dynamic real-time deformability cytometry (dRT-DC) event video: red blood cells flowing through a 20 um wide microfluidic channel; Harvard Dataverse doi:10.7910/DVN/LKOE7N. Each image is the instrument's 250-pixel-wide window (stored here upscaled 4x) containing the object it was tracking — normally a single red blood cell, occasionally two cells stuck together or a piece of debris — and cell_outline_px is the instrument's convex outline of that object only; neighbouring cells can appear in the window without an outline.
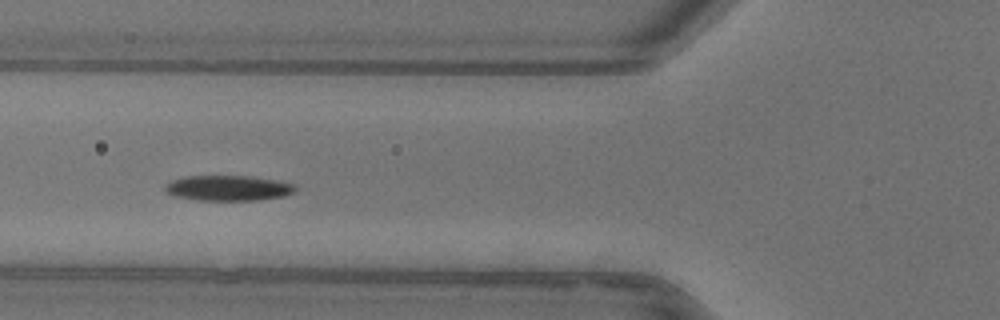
{"species": "common noctule bat (a hibernating species)", "species_latin": "Nyctalus noctula", "temperature_condition": "warm", "stored_images_in_passage": 41, "camera_frame_rate_fps": 3000, "um_per_image_px": 0.085, "animal": {"sex": "female"}, "frame": {"image": 1, "passage_image": 7, "time_ms": 2.0, "image_size_px": [1000, 320], "cell_outline_px": [[296, 188], [292, 192], [284, 196], [260, 200], [196, 200], [176, 196], [168, 192], [164, 188], [164, 184], [172, 180], [184, 176], [248, 176], [276, 180], [296, 184]], "centroid_in_image_um": [19.39, 15.98], "position_along_channel_um": 106.4, "area_um2": 19.19}, "authors_computed_cell_mechanics": {"area_um2": 19.1896, "velocity_mm_per_s": 3.9154, "shape_relaxation_time_tau1_ms": 2.3155, "shape_relaxation_time_tau2_ms": 5.7518, "deformation_change_tau1": 0.1452, "deformation_change_tau2": 0.0702}}